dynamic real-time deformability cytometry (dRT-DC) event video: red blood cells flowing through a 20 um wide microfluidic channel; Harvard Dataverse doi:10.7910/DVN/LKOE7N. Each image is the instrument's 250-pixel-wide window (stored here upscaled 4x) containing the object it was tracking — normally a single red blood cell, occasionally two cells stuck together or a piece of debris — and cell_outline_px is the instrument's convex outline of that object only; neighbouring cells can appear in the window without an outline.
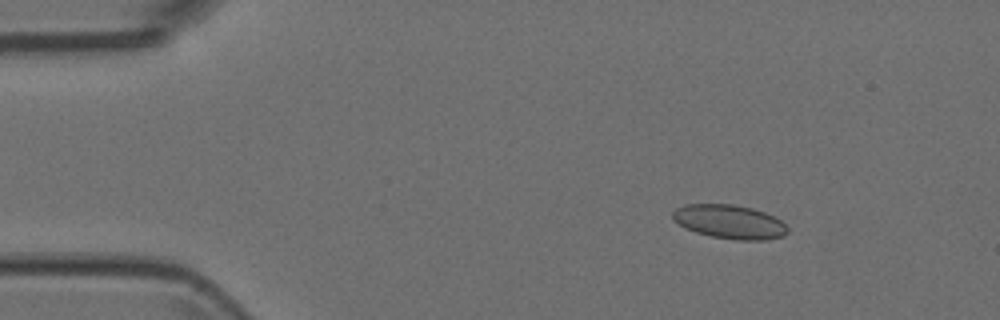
{"species": "Egyptian fruit bat (a non-hibernating species)", "species_latin": "Rousettus aegyptiacus", "temperature_condition": "room temperature", "stored_images_in_passage": 5, "camera_frame_rate_fps": 3000, "um_per_image_px": 0.085, "animal": {"sex": "female"}, "frame": {"image": 1, "passage_image": 2, "time_ms": 0.333, "image_size_px": [1000, 320], "cell_outline_px": [[788, 232], [784, 236], [764, 240], [736, 240], [712, 236], [696, 232], [684, 228], [672, 220], [672, 212], [676, 208], [684, 204], [732, 204], [752, 208], [764, 212], [780, 220], [788, 228]], "centroid_in_image_um": [61.98, 18.85], "position_along_channel_um": 23.0, "area_um2": 22.77}}